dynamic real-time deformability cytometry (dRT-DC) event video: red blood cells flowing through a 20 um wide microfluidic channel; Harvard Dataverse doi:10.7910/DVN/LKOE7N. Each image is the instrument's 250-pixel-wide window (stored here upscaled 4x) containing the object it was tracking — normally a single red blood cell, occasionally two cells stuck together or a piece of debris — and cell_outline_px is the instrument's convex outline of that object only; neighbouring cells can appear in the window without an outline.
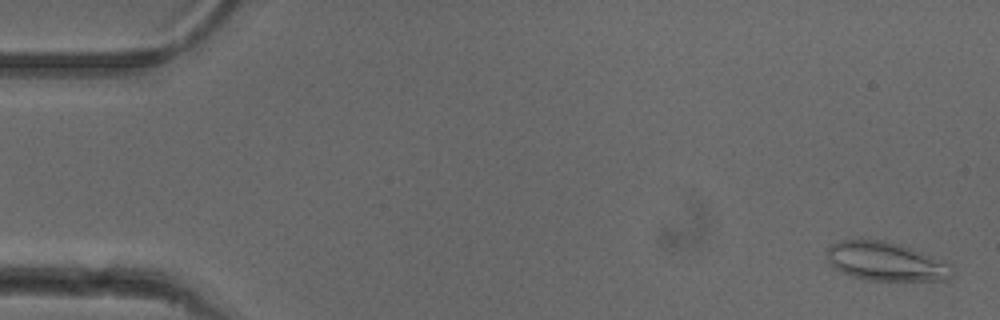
{"species": "common noctule bat (a hibernating species)", "species_latin": "Nyctalus noctula", "temperature_condition": "cold", "stored_images_in_passage": 54, "camera_frame_rate_fps": 3000, "um_per_image_px": 0.085, "animal": {"sex": "female"}, "frame": {"image": 1, "passage_image": 2, "time_ms": 0.333, "image_size_px": [1000, 320], "cell_outline_px": [[956, 272], [948, 280], [868, 280], [852, 276], [832, 268], [828, 260], [828, 248], [832, 244], [844, 240], [860, 236], [884, 240], [900, 244], [912, 248], [944, 260], [952, 264], [956, 268]], "centroid_in_image_um": [75.34, 22.19], "position_along_channel_um": 9.7, "area_um2": 29.13}}
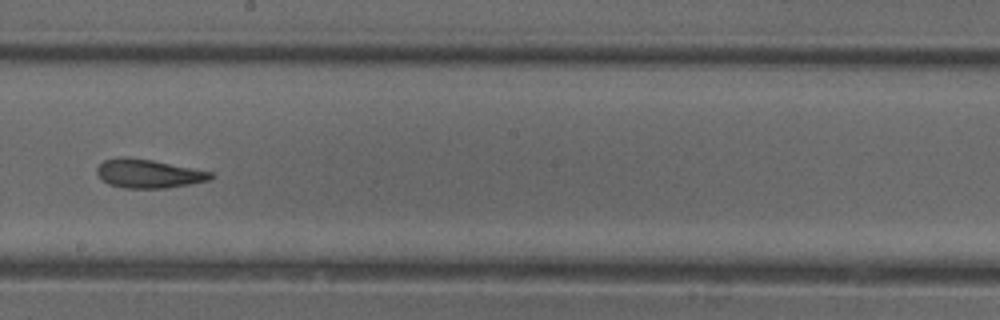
{"frame": {"image": 2, "passage_image": 30, "time_ms": 9.667, "image_size_px": [1000, 320], "cell_outline_px": [[216, 176], [208, 180], [168, 188], [124, 188], [108, 184], [96, 172], [96, 168], [104, 160], [120, 156], [128, 156], [152, 160], [212, 172]], "centroid_in_image_um": [12.6, 14.75], "position_along_channel_um": 235.6, "area_um2": 19.02}}
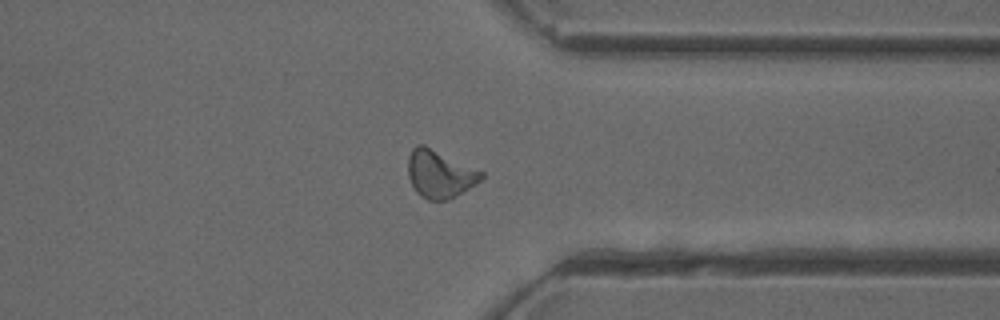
{"frame": {"image": 3, "passage_image": 41, "time_ms": 13.333, "image_size_px": [1000, 320], "cell_outline_px": [[484, 176], [480, 180], [456, 196], [444, 200], [428, 200], [420, 196], [416, 192], [408, 176], [408, 156], [412, 148], [416, 144], [424, 144], [484, 172]], "centroid_in_image_um": [37.35, 14.77], "position_along_channel_um": 374.1, "area_um2": 20.29}, "authors_computed_cell_mechanics": {"area_um2": 19.4786, "velocity_mm_per_s": 3.8809, "shape_relaxation_time_tau1_ms": null, "shape_relaxation_time_tau2_ms": 2.7405, "deformation_change_tau1": null, "deformation_change_tau2": 0.1041}}